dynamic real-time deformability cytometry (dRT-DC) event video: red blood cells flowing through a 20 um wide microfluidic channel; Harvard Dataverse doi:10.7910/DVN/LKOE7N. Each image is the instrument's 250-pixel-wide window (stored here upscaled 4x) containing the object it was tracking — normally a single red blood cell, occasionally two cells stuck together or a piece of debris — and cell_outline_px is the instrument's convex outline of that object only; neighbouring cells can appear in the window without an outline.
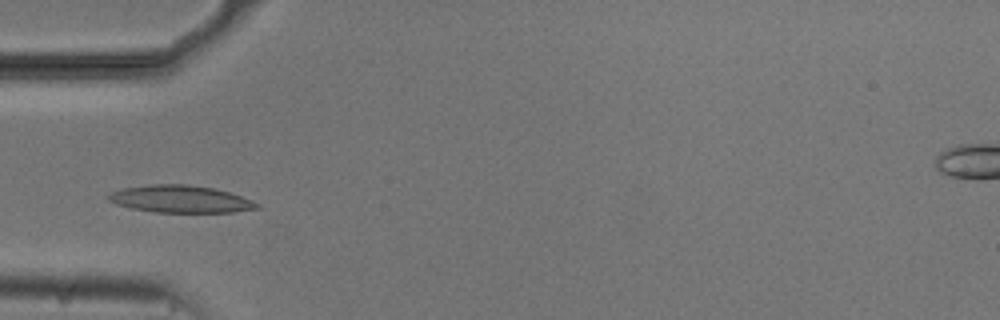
{"species": "common noctule bat (a hibernating species)", "species_latin": "Nyctalus noctula", "temperature_condition": "cold", "stored_images_in_passage": 34, "camera_frame_rate_fps": 3000, "um_per_image_px": 0.085, "animal": {"sex": "male", "body_mass_g": 20.5, "forearm_length_mm": 52.5}, "frame": {"image": 1, "passage_image": 1, "time_ms": 0.0, "image_size_px": [1000, 320], "cell_outline_px": [[260, 208], [232, 212], [156, 212], [132, 208], [116, 204], [108, 200], [108, 196], [112, 192], [124, 188], [148, 184], [184, 184], [216, 188], [240, 196], [260, 204]], "centroid_in_image_um": [15.34, 16.91], "position_along_channel_um": 69.7, "area_um2": 23.41}}
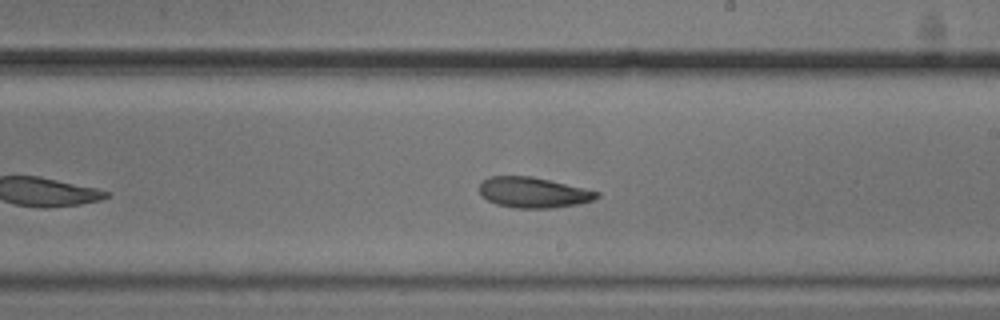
{"frame": {"image": 2, "passage_image": 15, "time_ms": 4.667, "image_size_px": [1000, 320], "cell_outline_px": [[600, 196], [596, 200], [580, 204], [552, 208], [516, 208], [496, 204], [488, 200], [480, 192], [480, 184], [488, 176], [532, 176], [584, 188], [600, 192]], "centroid_in_image_um": [45.38, 16.37], "position_along_channel_um": 243.6, "area_um2": 20.92}}
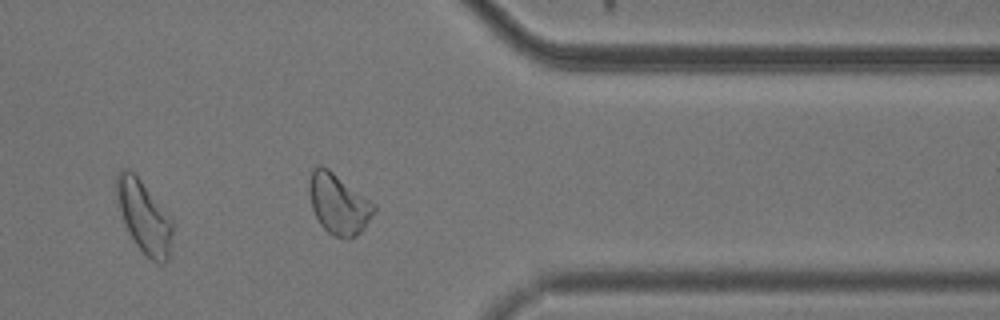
{"frame": {"image": 3, "passage_image": 27, "time_ms": 8.667, "image_size_px": [1000, 320], "cell_outline_px": [[172, 236], [168, 260], [164, 264], [160, 264], [152, 260], [136, 244], [124, 224], [116, 196], [116, 176], [124, 168], [128, 168], [140, 180], [172, 220]], "centroid_in_image_um": [12.23, 18.45], "position_along_channel_um": 399.2, "area_um2": 22.95}, "authors_computed_cell_mechanics": {"area_um2": 21.5305, "velocity_mm_per_s": 3.7207, "shape_relaxation_time_tau1_ms": 2.4698, "shape_relaxation_time_tau2_ms": 6.6246, "deformation_change_tau1": 0.1171, "deformation_change_tau2": 0.1329}}